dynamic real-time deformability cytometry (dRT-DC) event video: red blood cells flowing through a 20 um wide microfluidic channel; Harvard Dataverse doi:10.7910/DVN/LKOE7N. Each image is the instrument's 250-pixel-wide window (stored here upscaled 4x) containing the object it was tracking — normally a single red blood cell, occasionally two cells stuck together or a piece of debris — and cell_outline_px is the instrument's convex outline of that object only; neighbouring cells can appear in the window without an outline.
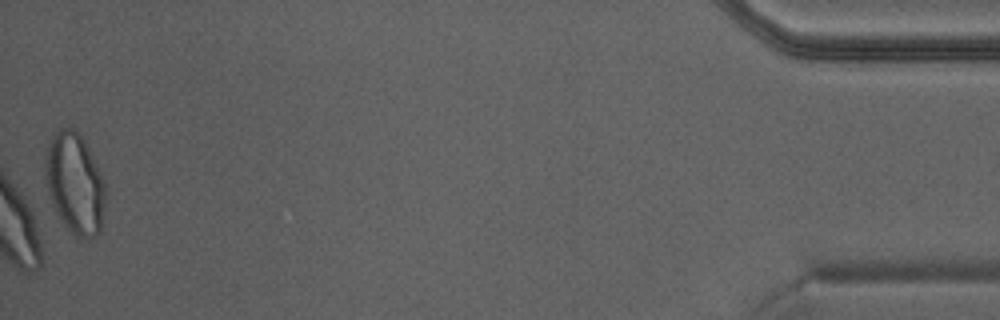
{"species": "Egyptian fruit bat (a non-hibernating species)", "species_latin": "Rousettus aegyptiacus", "temperature_condition": "warm", "stored_images_in_passage": 40, "camera_frame_rate_fps": 3000, "um_per_image_px": 0.085, "animal": {"sex": "male"}, "frame": {"image": 1, "passage_image": 40, "time_ms": 13.0, "image_size_px": [1000, 320], "cell_outline_px": [[104, 200], [100, 232], [92, 236], [76, 236], [60, 220], [52, 204], [48, 192], [44, 176], [44, 164], [48, 144], [52, 136], [60, 128], [76, 128], [84, 140], [88, 148], [104, 184]], "centroid_in_image_um": [6.31, 15.55], "position_along_channel_um": 428.9, "area_um2": 34.68}}